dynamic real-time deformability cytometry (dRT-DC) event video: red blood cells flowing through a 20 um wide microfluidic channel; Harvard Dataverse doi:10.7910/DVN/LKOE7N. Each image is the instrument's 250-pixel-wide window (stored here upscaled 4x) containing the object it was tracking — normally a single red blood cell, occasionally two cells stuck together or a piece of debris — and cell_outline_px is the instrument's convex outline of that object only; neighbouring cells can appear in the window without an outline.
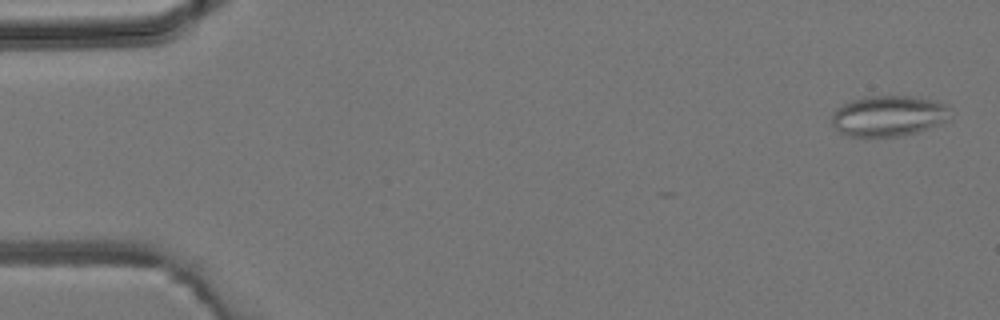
{"species": "common noctule bat (a hibernating species)", "species_latin": "Nyctalus noctula", "temperature_condition": "room temperature", "stored_images_in_passage": 5, "camera_frame_rate_fps": 3000, "um_per_image_px": 0.085, "animal": {"sex": "male", "body_mass_g": 19.2, "forearm_length_mm": 51.8}, "frame": {"image": 1, "passage_image": 1, "time_ms": 0.0, "image_size_px": [1000, 320], "cell_outline_px": [[952, 120], [904, 136], [844, 136], [832, 124], [832, 112], [836, 108], [852, 100], [864, 96], [912, 96], [948, 104], [952, 108]], "centroid_in_image_um": [75.58, 9.85], "position_along_channel_um": 9.4, "area_um2": 28.55}}